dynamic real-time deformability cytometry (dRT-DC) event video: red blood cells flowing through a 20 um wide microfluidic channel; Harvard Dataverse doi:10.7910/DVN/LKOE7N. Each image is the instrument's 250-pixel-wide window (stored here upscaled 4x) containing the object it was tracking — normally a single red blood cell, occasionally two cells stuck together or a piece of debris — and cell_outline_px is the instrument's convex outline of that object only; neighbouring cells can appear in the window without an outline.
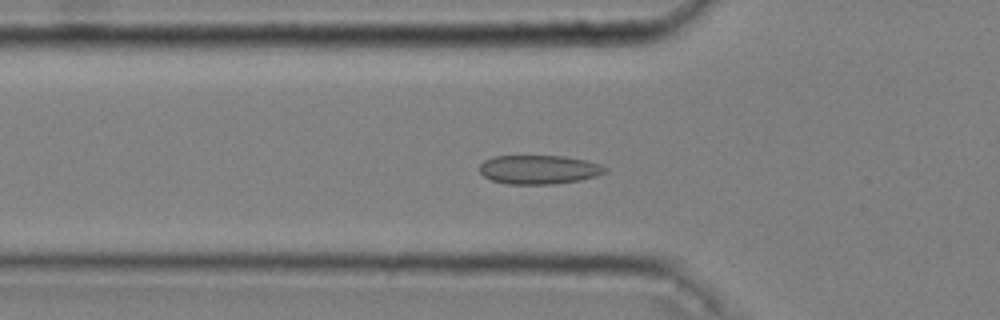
{"species": "common noctule bat (a hibernating species)", "species_latin": "Nyctalus noctula", "temperature_condition": "cold", "stored_images_in_passage": 52, "camera_frame_rate_fps": 3000, "um_per_image_px": 0.085, "animal": {"sex": "male", "body_mass_g": 20.4}, "frame": {"image": 1, "passage_image": 17, "time_ms": 5.333, "image_size_px": [1000, 320], "cell_outline_px": [[608, 172], [596, 176], [580, 180], [556, 184], [508, 184], [492, 180], [484, 176], [480, 172], [480, 164], [484, 160], [492, 156], [564, 156], [584, 160], [600, 164], [608, 168]], "centroid_in_image_um": [45.82, 14.41], "position_along_channel_um": 80.0, "area_um2": 21.27}}
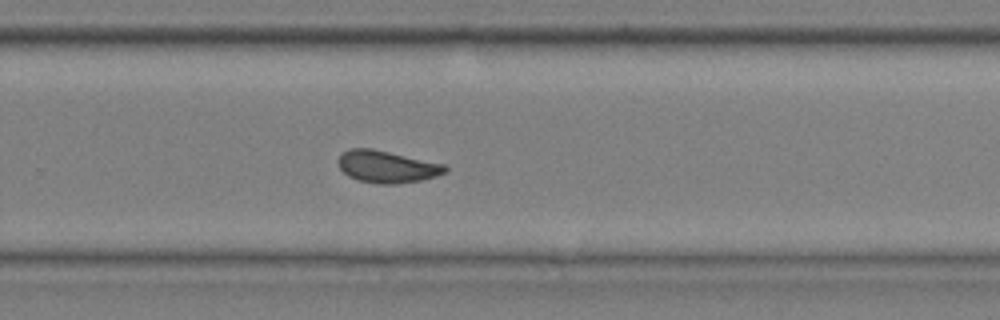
{"frame": {"image": 2, "passage_image": 35, "time_ms": 11.333, "image_size_px": [1000, 320], "cell_outline_px": [[448, 172], [436, 176], [420, 180], [396, 184], [376, 184], [356, 180], [348, 176], [340, 168], [340, 156], [344, 152], [352, 148], [372, 148], [444, 164], [448, 168]], "centroid_in_image_um": [32.92, 14.18], "position_along_channel_um": 296.9, "area_um2": 19.88}}
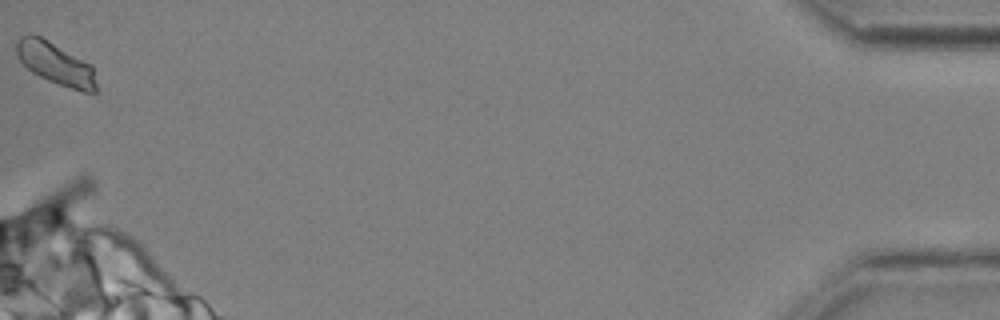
{"frame": {"image": 3, "passage_image": 52, "time_ms": 17.0, "image_size_px": [1000, 320], "cell_outline_px": [[96, 92], [84, 92], [48, 80], [32, 72], [16, 56], [16, 40], [20, 36], [40, 36], [48, 40], [92, 64], [96, 84]], "centroid_in_image_um": [4.73, 5.4], "position_along_channel_um": 430.5, "area_um2": 19.36}, "authors_computed_cell_mechanics": {"area_um2": 20.2878, "velocity_mm_per_s": 3.6172, "shape_relaxation_time_tau1_ms": 4.9736, "shape_relaxation_time_tau2_ms": 1.8301, "deformation_change_tau1": 0.0868, "deformation_change_tau2": 0.0486}}